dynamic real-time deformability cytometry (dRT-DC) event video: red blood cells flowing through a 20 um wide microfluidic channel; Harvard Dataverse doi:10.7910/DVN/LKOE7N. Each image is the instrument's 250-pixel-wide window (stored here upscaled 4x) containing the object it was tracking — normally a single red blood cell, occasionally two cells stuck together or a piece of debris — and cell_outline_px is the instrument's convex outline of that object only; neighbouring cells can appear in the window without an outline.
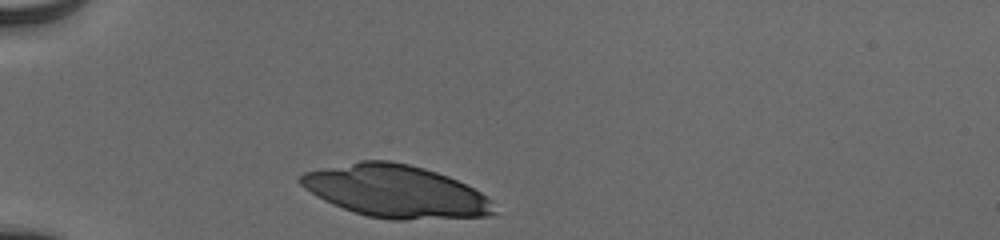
{"species": "human", "species_latin": "Homo sapiens", "temperature_condition": "cold", "stored_images_in_passage": 30, "camera_frame_rate_fps": 3000, "um_per_image_px": 0.085, "donor": {"sex": "male"}, "frame": {"image": 1, "passage_image": 1, "time_ms": 0.0, "image_size_px": [1000, 240], "cell_outline_px": [[496, 212], [488, 216], [404, 220], [392, 220], [368, 216], [332, 204], [316, 196], [304, 188], [296, 180], [304, 172], [360, 160], [388, 160], [408, 164], [424, 168], [448, 176], [480, 192], [492, 200]], "centroid_in_image_um": [33.61, 16.26], "position_along_channel_um": 51.4, "area_um2": 58.96}}